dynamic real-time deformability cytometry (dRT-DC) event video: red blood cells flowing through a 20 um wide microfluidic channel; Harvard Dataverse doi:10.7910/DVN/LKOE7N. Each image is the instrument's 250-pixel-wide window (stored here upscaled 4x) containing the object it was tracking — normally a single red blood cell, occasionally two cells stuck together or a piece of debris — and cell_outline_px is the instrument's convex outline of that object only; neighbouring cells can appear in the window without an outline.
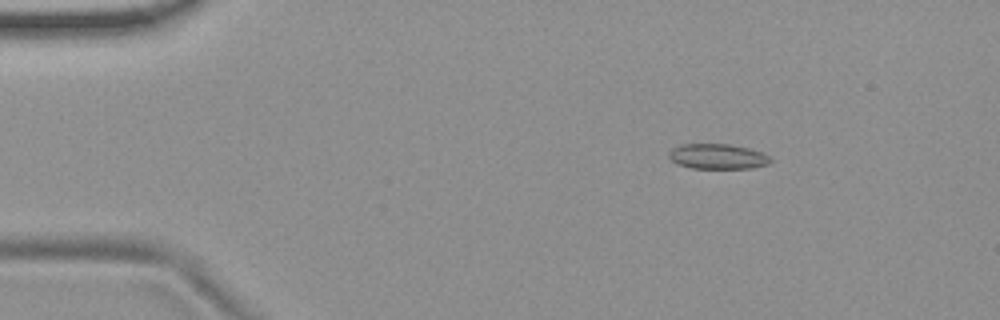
{"species": "common noctule bat (a hibernating species)", "species_latin": "Nyctalus noctula", "temperature_condition": "room temperature", "stored_images_in_passage": 52, "camera_frame_rate_fps": 3000, "um_per_image_px": 0.085, "animal": {"sex": "female", "body_mass_g": 19.9}, "frame": {"image": 1, "passage_image": 5, "time_ms": 1.333, "image_size_px": [1000, 320], "cell_outline_px": [[772, 160], [768, 164], [752, 168], [692, 168], [676, 164], [668, 156], [668, 152], [672, 148], [680, 144], [728, 144], [748, 148], [760, 152], [768, 156]], "centroid_in_image_um": [60.95, 13.3], "position_along_channel_um": 24.0, "area_um2": 14.85}}
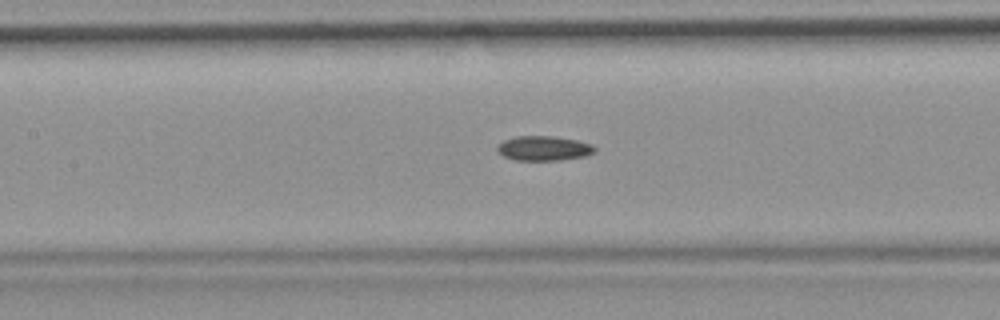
{"frame": {"image": 2, "passage_image": 22, "time_ms": 7.0, "image_size_px": [1000, 320], "cell_outline_px": [[596, 152], [584, 156], [560, 160], [516, 160], [504, 156], [496, 148], [504, 140], [516, 136], [552, 136], [576, 140], [592, 144], [596, 148]], "centroid_in_image_um": [46.25, 12.6], "position_along_channel_um": 161.1, "area_um2": 13.87}}
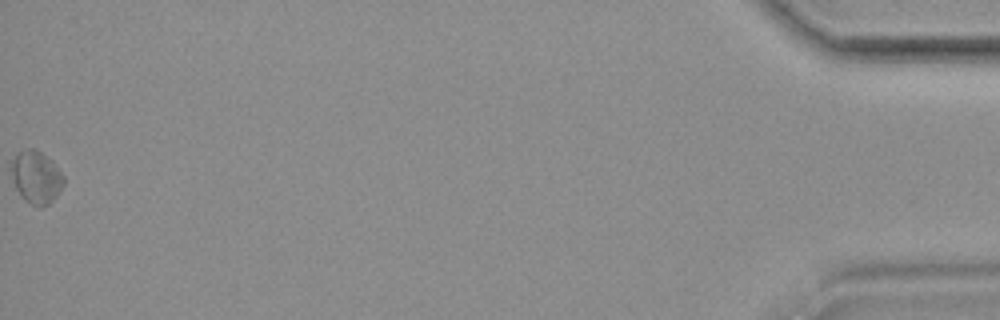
{"frame": {"image": 3, "passage_image": 52, "time_ms": 17.0, "image_size_px": [1000, 320], "cell_outline_px": [[64, 184], [56, 196], [48, 204], [32, 204], [20, 196], [16, 188], [12, 176], [12, 160], [20, 152], [32, 148], [40, 152], [64, 176]], "centroid_in_image_um": [3.07, 15.08], "position_along_channel_um": 432.1, "area_um2": 15.14}}